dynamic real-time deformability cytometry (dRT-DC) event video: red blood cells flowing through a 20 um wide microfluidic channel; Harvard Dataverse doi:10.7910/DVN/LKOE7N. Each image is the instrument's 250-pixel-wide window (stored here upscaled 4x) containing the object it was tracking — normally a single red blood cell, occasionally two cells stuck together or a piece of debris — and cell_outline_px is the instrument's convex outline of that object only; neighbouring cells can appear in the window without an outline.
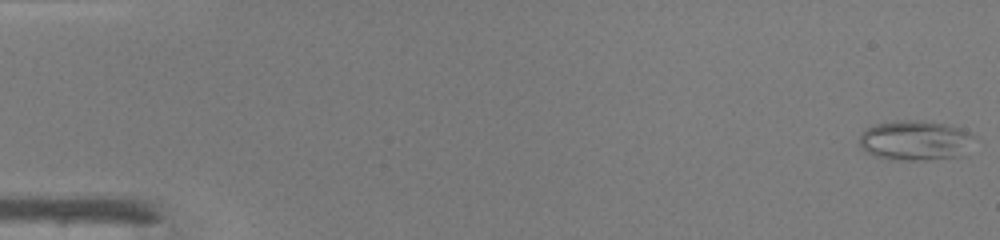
{"species": "common noctule bat (a hibernating species)", "species_latin": "Nyctalus noctula", "temperature_condition": "warm", "stored_images_in_passage": 47, "camera_frame_rate_fps": 3000, "um_per_image_px": 0.085, "animal": {"sex": "male", "body_mass_g": 19.0, "forearm_length_mm": 50.8}, "frame": {"image": 1, "passage_image": 1, "time_ms": 0.0, "image_size_px": [1000, 240], "cell_outline_px": [[976, 136], [964, 156], [924, 160], [892, 160], [876, 156], [860, 148], [860, 136], [868, 128], [876, 124], [896, 120], [924, 120], [944, 124], [960, 128], [972, 132]], "centroid_in_image_um": [77.85, 11.94], "position_along_channel_um": 7.2, "area_um2": 26.99}}
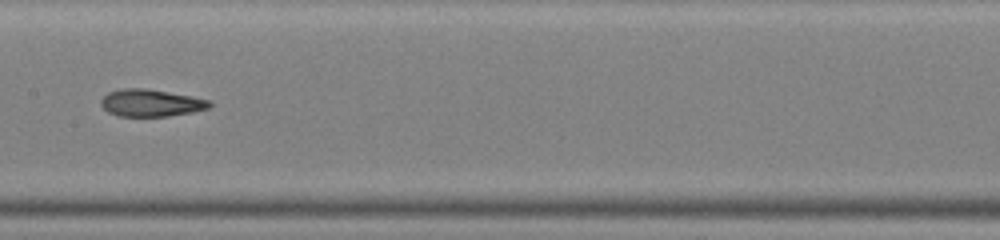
{"frame": {"image": 2, "passage_image": 25, "time_ms": 8.0, "image_size_px": [1000, 240], "cell_outline_px": [[212, 104], [208, 108], [192, 112], [168, 116], [120, 116], [108, 112], [100, 104], [100, 100], [108, 92], [124, 88], [144, 88], [192, 96], [212, 100]], "centroid_in_image_um": [12.84, 8.74], "position_along_channel_um": 194.6, "area_um2": 17.17}}
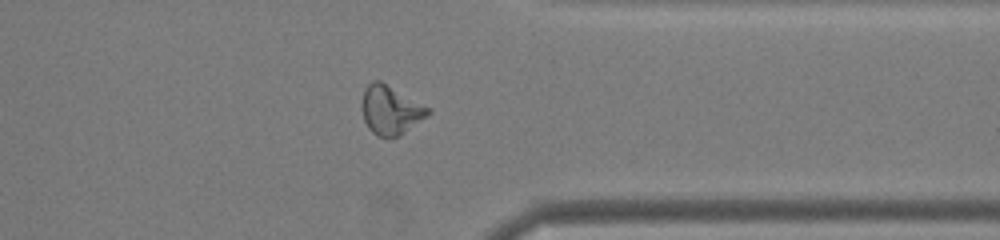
{"frame": {"image": 3, "passage_image": 38, "time_ms": 12.333, "image_size_px": [1000, 240], "cell_outline_px": [[432, 112], [404, 132], [388, 140], [376, 136], [368, 128], [364, 120], [360, 104], [364, 88], [372, 80], [380, 80], [432, 108]], "centroid_in_image_um": [33.17, 9.35], "position_along_channel_um": 378.2, "area_um2": 19.25}, "authors_computed_cell_mechanics": {"area_um2": 18.8428, "velocity_mm_per_s": 4.3186, "shape_relaxation_time_tau1_ms": null, "shape_relaxation_time_tau2_ms": 2.466, "deformation_change_tau1": null, "deformation_change_tau2": 0.1007}}